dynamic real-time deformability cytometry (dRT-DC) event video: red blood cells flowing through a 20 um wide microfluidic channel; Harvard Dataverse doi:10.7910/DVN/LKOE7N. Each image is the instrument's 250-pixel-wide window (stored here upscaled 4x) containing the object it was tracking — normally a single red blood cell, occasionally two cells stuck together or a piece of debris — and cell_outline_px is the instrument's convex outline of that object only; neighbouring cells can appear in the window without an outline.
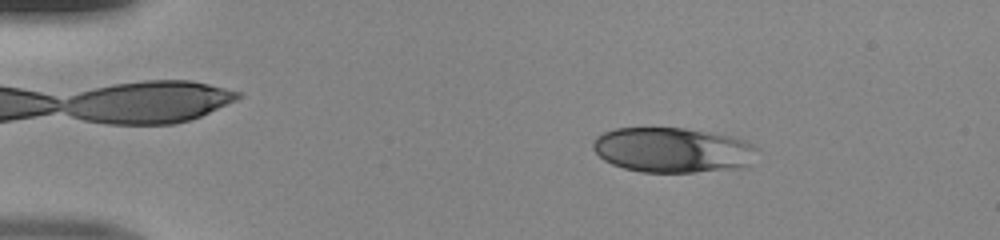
{"species": "human", "species_latin": "Homo sapiens", "temperature_condition": "room temperature", "stored_images_in_passage": 47, "camera_frame_rate_fps": 3000, "um_per_image_px": 0.085, "donor": {"sex": "male"}, "frame": {"image": 1, "passage_image": 7, "time_ms": 2.0, "image_size_px": [1000, 240], "cell_outline_px": [[760, 148], [748, 168], [692, 172], [640, 172], [624, 168], [612, 164], [604, 160], [592, 148], [592, 140], [596, 136], [604, 132], [616, 128], [684, 128], [712, 132], [732, 136], [744, 140]], "centroid_in_image_um": [57.22, 12.75], "position_along_channel_um": 27.8, "area_um2": 43.7}}
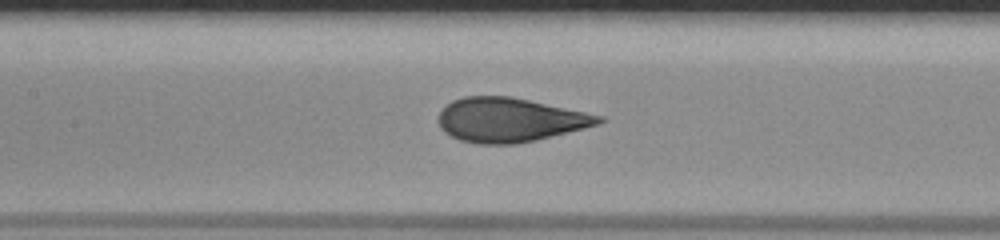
{"frame": {"image": 2, "passage_image": 22, "time_ms": 7.0, "image_size_px": [1000, 240], "cell_outline_px": [[604, 120], [600, 124], [536, 140], [516, 144], [476, 144], [460, 140], [444, 132], [440, 128], [436, 120], [440, 112], [452, 100], [464, 96], [512, 96], [604, 116]], "centroid_in_image_um": [43.31, 10.19], "position_along_channel_um": 164.1, "area_um2": 41.38}}
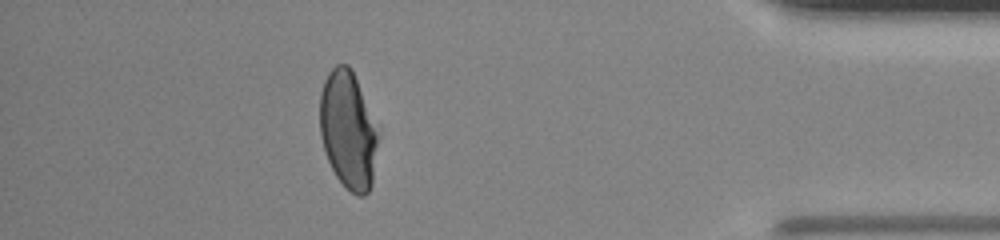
{"frame": {"image": 3, "passage_image": 42, "time_ms": 13.667, "image_size_px": [1000, 240], "cell_outline_px": [[380, 136], [372, 184], [368, 192], [364, 196], [356, 196], [336, 176], [328, 160], [320, 136], [320, 92], [324, 80], [328, 72], [336, 64], [348, 64], [352, 68], [380, 124]], "centroid_in_image_um": [29.65, 11.0], "position_along_channel_um": 405.5, "area_um2": 41.27}}